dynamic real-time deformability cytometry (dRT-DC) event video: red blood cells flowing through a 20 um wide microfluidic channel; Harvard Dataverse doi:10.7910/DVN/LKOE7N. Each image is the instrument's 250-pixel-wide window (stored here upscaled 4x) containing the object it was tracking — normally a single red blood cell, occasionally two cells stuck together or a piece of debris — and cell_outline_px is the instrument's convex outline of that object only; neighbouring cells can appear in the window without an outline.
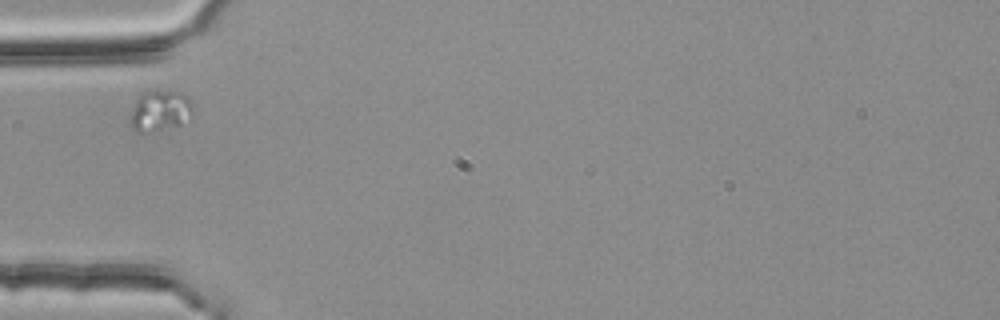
{"species": "common noctule bat (a hibernating species)", "species_latin": "Nyctalus noctula", "temperature_condition": "room temperature", "stored_images_in_passage": 1, "camera_frame_rate_fps": 3000, "um_per_image_px": 0.085, "animal": {"sex": "female", "body_mass_g": 25.1}, "frame": {"image": 1, "passage_image": 1, "time_ms": 0.0, "image_size_px": [1000, 320], "cell_outline_px": [[192, 112], [180, 124], [148, 132], [136, 132], [128, 124], [136, 100], [140, 92], [152, 88], [180, 92], [188, 96], [192, 104]], "centroid_in_image_um": [13.54, 9.35], "position_along_channel_um": 71.5, "area_um2": 15.09}}